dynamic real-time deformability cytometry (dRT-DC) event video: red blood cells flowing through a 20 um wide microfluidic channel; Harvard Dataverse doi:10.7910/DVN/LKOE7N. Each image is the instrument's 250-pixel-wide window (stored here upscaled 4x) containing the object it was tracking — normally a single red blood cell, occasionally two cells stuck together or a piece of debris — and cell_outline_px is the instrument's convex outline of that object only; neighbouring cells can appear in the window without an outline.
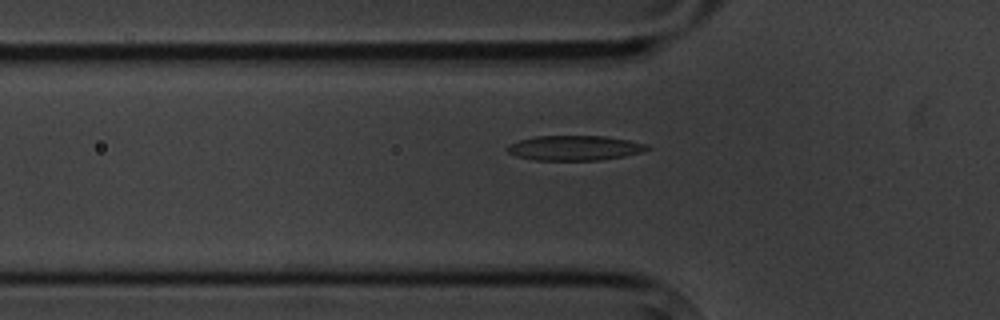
{"species": "common noctule bat (a hibernating species)", "species_latin": "Nyctalus noctula", "temperature_condition": "cold", "stored_images_in_passage": 4, "camera_frame_rate_fps": 3000, "um_per_image_px": 0.085, "animal": {"sex": "male", "body_mass_g": 20.1, "forearm_length_mm": 53.5}, "frame": {"image": 1, "passage_image": 4, "time_ms": 3.667, "image_size_px": [1000, 320], "cell_outline_px": [[652, 148], [640, 152], [624, 156], [600, 160], [532, 160], [516, 156], [508, 152], [504, 148], [508, 144], [520, 140], [536, 136], [604, 136], [628, 140], [648, 144]], "centroid_in_image_um": [48.82, 12.58], "position_along_channel_um": 77.0, "area_um2": 20.35}}